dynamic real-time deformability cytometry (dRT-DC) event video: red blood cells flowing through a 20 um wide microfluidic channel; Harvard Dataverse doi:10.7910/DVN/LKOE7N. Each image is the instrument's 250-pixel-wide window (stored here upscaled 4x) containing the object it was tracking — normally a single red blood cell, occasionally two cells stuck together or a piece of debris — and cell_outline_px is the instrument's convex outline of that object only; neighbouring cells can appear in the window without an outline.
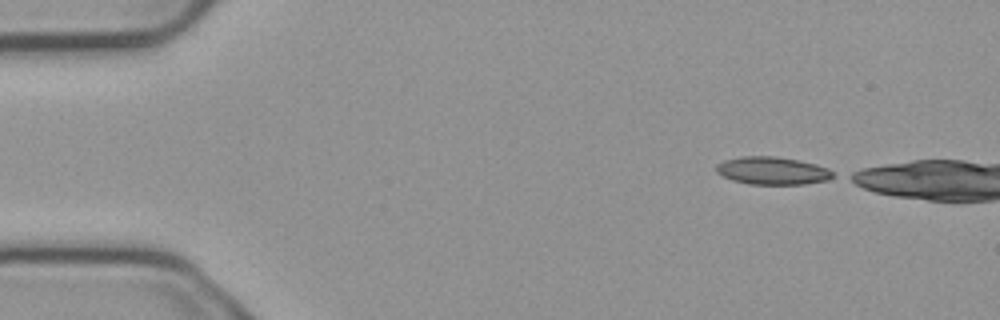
{"species": "common noctule bat (a hibernating species)", "species_latin": "Nyctalus noctula", "temperature_condition": "cold", "stored_images_in_passage": 3, "camera_frame_rate_fps": 3000, "um_per_image_px": 0.085, "animal": {"sex": "male", "body_mass_g": 23.1, "forearm_length_mm": 52.7}, "frame": {"image": 1, "passage_image": 1, "time_ms": 0.0, "image_size_px": [1000, 320], "cell_outline_px": [[836, 176], [828, 180], [804, 184], [748, 184], [732, 180], [716, 172], [716, 164], [724, 160], [740, 156], [776, 156], [816, 164], [828, 168], [836, 172]], "centroid_in_image_um": [65.68, 14.51], "position_along_channel_um": 19.3, "area_um2": 19.02}}